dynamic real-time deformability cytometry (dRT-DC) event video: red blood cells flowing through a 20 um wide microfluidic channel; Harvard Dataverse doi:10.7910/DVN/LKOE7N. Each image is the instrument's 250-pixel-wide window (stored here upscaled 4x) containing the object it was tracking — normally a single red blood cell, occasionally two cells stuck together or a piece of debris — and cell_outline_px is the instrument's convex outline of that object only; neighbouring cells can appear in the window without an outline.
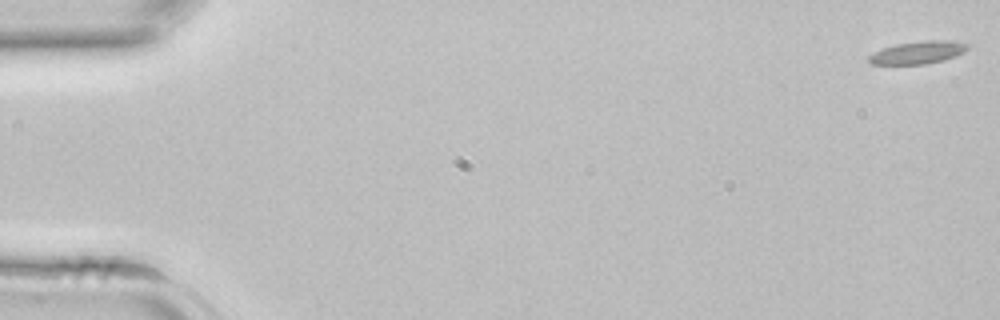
{"species": "common noctule bat (a hibernating species)", "species_latin": "Nyctalus noctula", "temperature_condition": "room temperature", "stored_images_in_passage": 43, "camera_frame_rate_fps": 3000, "um_per_image_px": 0.085, "animal": {"sex": "female", "body_mass_g": 22.7, "forearm_length_mm": 54.2}, "frame": {"image": 1, "passage_image": 1, "time_ms": 0.0, "image_size_px": [1000, 320], "cell_outline_px": [[968, 48], [964, 52], [956, 56], [944, 60], [924, 64], [872, 64], [868, 60], [868, 56], [884, 48], [896, 44], [924, 40], [948, 40], [968, 44]], "centroid_in_image_um": [78.05, 4.46], "position_along_channel_um": 6.9, "area_um2": 12.89}}
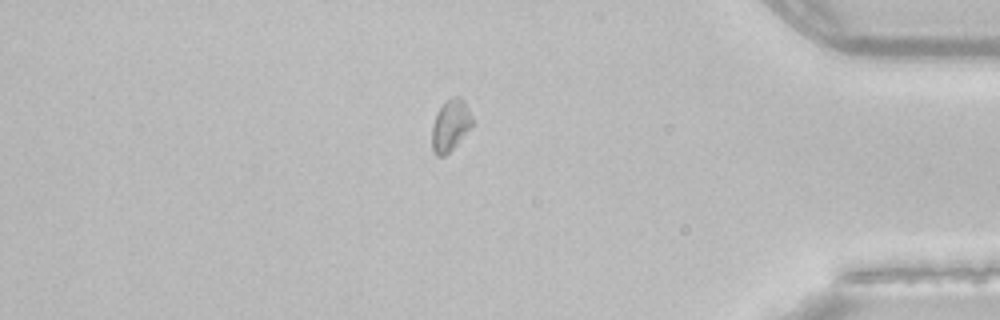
{"frame": {"image": 2, "passage_image": 37, "time_ms": 12.0, "image_size_px": [1000, 320], "cell_outline_px": [[472, 124], [456, 144], [444, 156], [436, 156], [432, 152], [432, 124], [440, 108], [452, 96], [460, 96], [464, 100], [472, 116]], "centroid_in_image_um": [38.26, 10.65], "position_along_channel_um": 396.9, "area_um2": 11.79}}
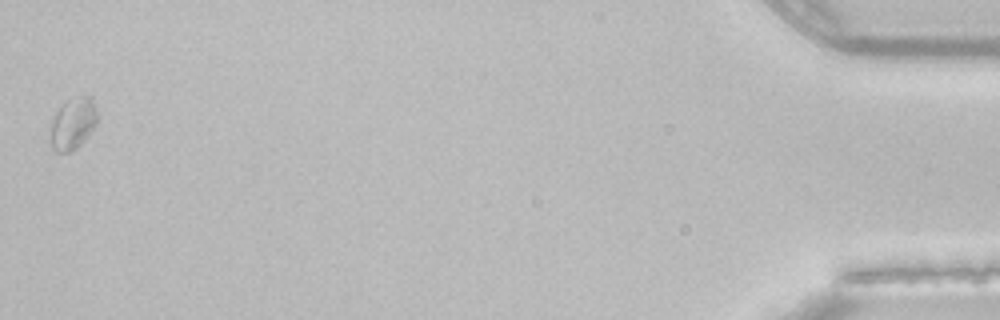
{"frame": {"image": 3, "passage_image": 43, "time_ms": 14.0, "image_size_px": [1000, 320], "cell_outline_px": [[96, 124], [88, 136], [72, 152], [56, 152], [52, 148], [52, 120], [56, 112], [68, 100], [80, 96], [88, 96], [96, 112]], "centroid_in_image_um": [6.19, 10.55], "position_along_channel_um": 429.0, "area_um2": 13.47}}